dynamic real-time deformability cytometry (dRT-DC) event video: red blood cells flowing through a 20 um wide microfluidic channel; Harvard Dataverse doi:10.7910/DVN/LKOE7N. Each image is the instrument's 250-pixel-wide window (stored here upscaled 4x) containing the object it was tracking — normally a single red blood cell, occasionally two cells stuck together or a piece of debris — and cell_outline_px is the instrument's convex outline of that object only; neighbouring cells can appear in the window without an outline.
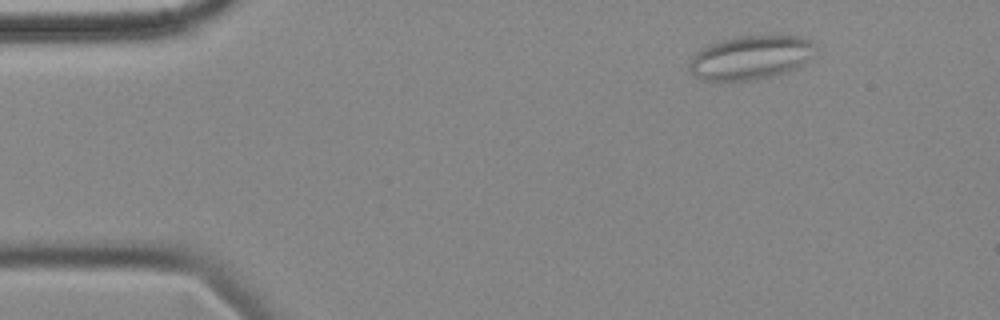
{"species": "common noctule bat (a hibernating species)", "species_latin": "Nyctalus noctula", "temperature_condition": "cold", "stored_images_in_passage": 5, "camera_frame_rate_fps": 3000, "um_per_image_px": 0.085, "animal": {"sex": "female", "body_mass_g": 18.4}, "frame": {"image": 1, "passage_image": 2, "time_ms": 2.0, "image_size_px": [1000, 320], "cell_outline_px": [[820, 52], [804, 64], [788, 72], [772, 76], [752, 80], [704, 80], [688, 72], [688, 60], [700, 48], [708, 44], [720, 40], [740, 36], [804, 36], [812, 40], [816, 44]], "centroid_in_image_um": [63.86, 4.88], "position_along_channel_um": 21.1, "area_um2": 33.0}}